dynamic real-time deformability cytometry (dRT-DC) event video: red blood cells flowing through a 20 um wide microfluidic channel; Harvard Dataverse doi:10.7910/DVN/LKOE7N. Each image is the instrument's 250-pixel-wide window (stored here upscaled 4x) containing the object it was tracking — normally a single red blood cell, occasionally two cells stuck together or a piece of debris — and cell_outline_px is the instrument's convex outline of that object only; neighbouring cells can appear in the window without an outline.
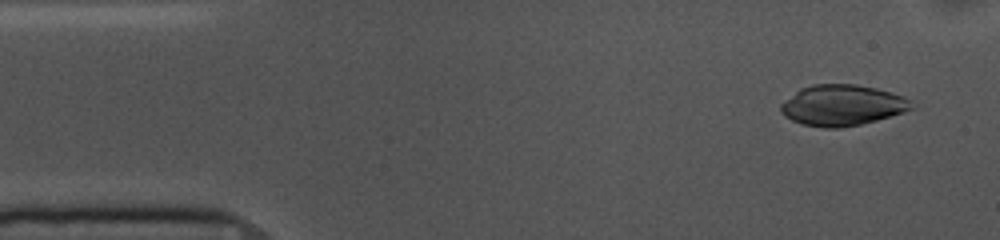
{"species": "common noctule bat (a hibernating species)", "species_latin": "Nyctalus noctula", "temperature_condition": "cold", "stored_images_in_passage": 53, "camera_frame_rate_fps": 3000, "um_per_image_px": 0.085, "animal": {"sex": "female", "body_mass_g": 10.0, "forearm_length_mm": 53.1}, "frame": {"image": 1, "passage_image": 3, "time_ms": 0.667, "image_size_px": [1000, 240], "cell_outline_px": [[916, 108], [904, 112], [876, 120], [860, 124], [840, 128], [824, 128], [800, 124], [784, 116], [780, 112], [780, 104], [800, 88], [812, 84], [856, 84], [876, 88], [904, 96], [912, 100]], "centroid_in_image_um": [71.6, 8.95], "position_along_channel_um": 13.4, "area_um2": 31.39}}
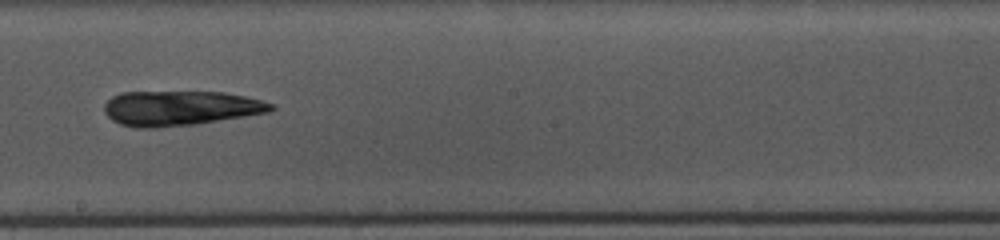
{"frame": {"image": 2, "passage_image": 28, "time_ms": 9.0, "image_size_px": [1000, 240], "cell_outline_px": [[276, 108], [268, 112], [196, 124], [156, 128], [136, 128], [120, 124], [112, 120], [104, 112], [104, 104], [112, 96], [120, 92], [224, 92], [244, 96], [276, 104]], "centroid_in_image_um": [15.3, 9.19], "position_along_channel_um": 232.9, "area_um2": 33.93}}
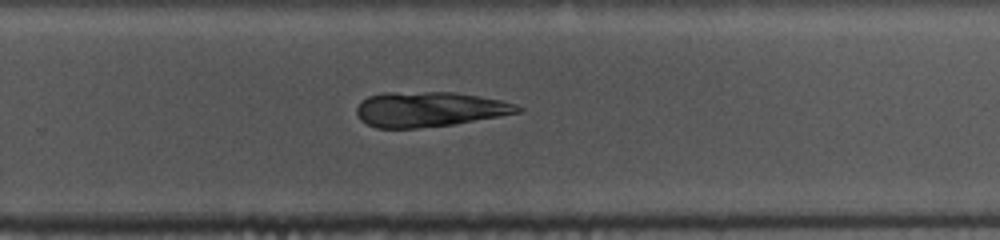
{"frame": {"image": 3, "passage_image": 33, "time_ms": 10.667, "image_size_px": [1000, 240], "cell_outline_px": [[524, 108], [520, 112], [452, 124], [416, 128], [376, 128], [360, 120], [356, 112], [356, 108], [360, 100], [368, 96], [384, 92], [456, 92], [500, 100], [516, 104]], "centroid_in_image_um": [36.44, 9.27], "position_along_channel_um": 293.4, "area_um2": 32.77}}